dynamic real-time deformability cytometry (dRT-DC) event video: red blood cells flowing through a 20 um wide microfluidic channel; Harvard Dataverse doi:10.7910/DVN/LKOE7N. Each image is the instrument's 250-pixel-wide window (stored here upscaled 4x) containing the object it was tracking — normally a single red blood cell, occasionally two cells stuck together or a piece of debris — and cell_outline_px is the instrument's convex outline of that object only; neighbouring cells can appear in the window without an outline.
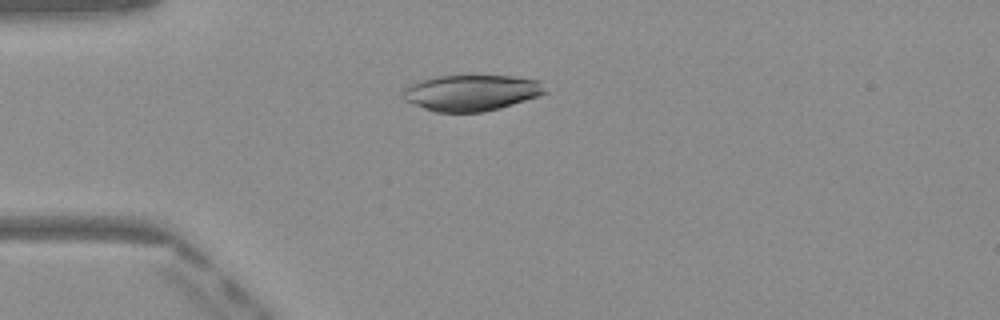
{"species": "Egyptian fruit bat (a non-hibernating species)", "species_latin": "Rousettus aegyptiacus", "temperature_condition": "warm", "stored_images_in_passage": 49, "camera_frame_rate_fps": 3000, "um_per_image_px": 0.085, "frame": {"image": 1, "passage_image": 13, "time_ms": 4.0, "image_size_px": [1000, 320], "cell_outline_px": [[548, 92], [500, 108], [484, 112], [436, 112], [424, 108], [404, 100], [404, 88], [420, 80], [436, 76], [512, 76], [540, 80]], "centroid_in_image_um": [40.07, 7.88], "position_along_channel_um": 44.9, "area_um2": 29.59}}
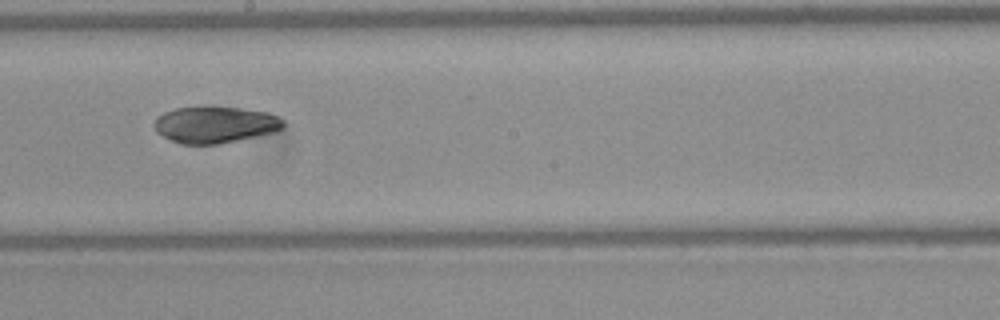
{"frame": {"image": 2, "passage_image": 28, "time_ms": 9.0, "image_size_px": [1000, 320], "cell_outline_px": [[284, 128], [276, 132], [216, 144], [180, 144], [156, 132], [156, 116], [164, 112], [176, 108], [240, 108], [268, 112], [284, 120]], "centroid_in_image_um": [18.31, 10.61], "position_along_channel_um": 229.9, "area_um2": 26.99}}
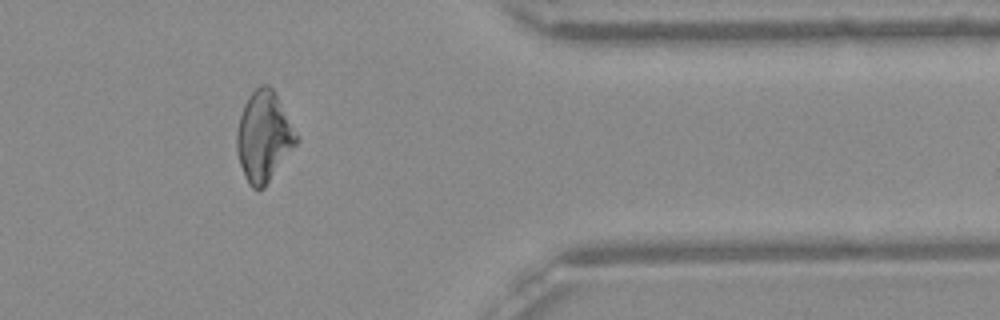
{"frame": {"image": 3, "passage_image": 41, "time_ms": 13.333, "image_size_px": [1000, 320], "cell_outline_px": [[300, 140], [264, 188], [252, 188], [248, 184], [240, 164], [236, 152], [236, 132], [240, 116], [244, 104], [248, 96], [260, 84], [268, 84], [272, 88]], "centroid_in_image_um": [22.4, 11.62], "position_along_channel_um": 389.0, "area_um2": 31.1}}